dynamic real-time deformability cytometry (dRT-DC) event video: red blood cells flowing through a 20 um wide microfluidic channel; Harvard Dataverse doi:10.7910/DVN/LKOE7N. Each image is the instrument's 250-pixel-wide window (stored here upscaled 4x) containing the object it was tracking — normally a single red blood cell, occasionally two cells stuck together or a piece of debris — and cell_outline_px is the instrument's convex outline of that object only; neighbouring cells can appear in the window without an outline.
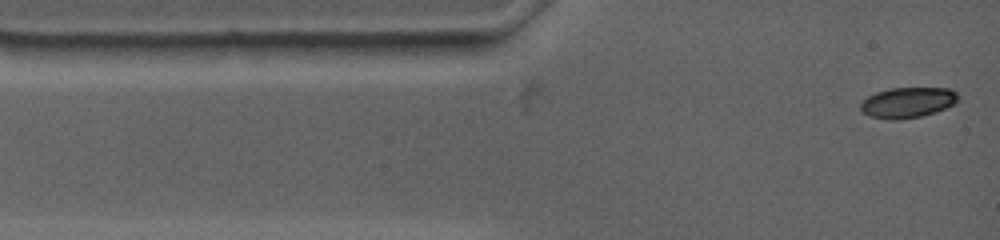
{"species": "common noctule bat (a hibernating species)", "species_latin": "Nyctalus noctula", "temperature_condition": "warm", "stored_images_in_passage": 78, "camera_frame_rate_fps": 4500, "um_per_image_px": 0.085, "animal": {"sex": "female", "body_mass_g": 19.0, "forearm_length_mm": 53.3}, "frame": {"image": 1, "passage_image": 1, "time_ms": 0.0, "image_size_px": [1000, 240], "cell_outline_px": [[956, 100], [952, 104], [936, 112], [920, 116], [896, 120], [892, 120], [868, 116], [860, 112], [860, 104], [868, 96], [876, 92], [888, 88], [948, 88], [956, 92]], "centroid_in_image_um": [77.07, 8.72], "position_along_channel_um": 7.9, "area_um2": 17.22}}
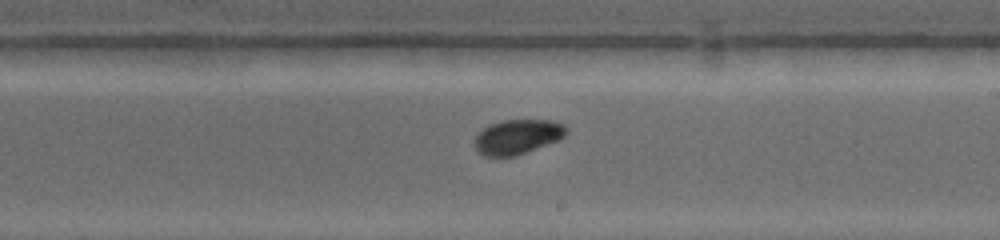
{"frame": {"image": 2, "passage_image": 34, "time_ms": 7.556, "image_size_px": [1000, 240], "cell_outline_px": [[568, 132], [560, 140], [516, 156], [484, 156], [472, 144], [472, 140], [484, 128], [492, 124], [504, 120], [552, 120], [564, 124], [568, 128]], "centroid_in_image_um": [44.02, 11.63], "position_along_channel_um": 245.0, "area_um2": 18.67}}
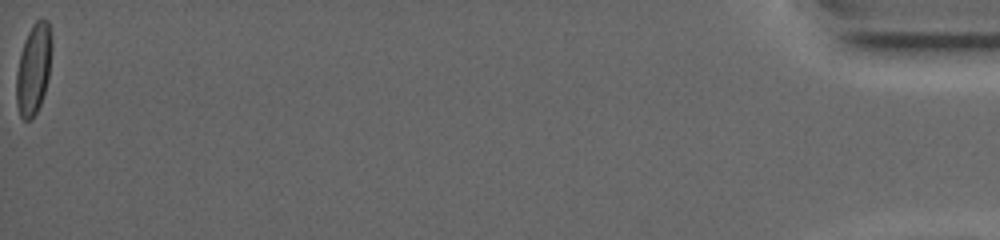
{"frame": {"image": 3, "passage_image": 78, "time_ms": 17.556, "image_size_px": [1000, 240], "cell_outline_px": [[52, 48], [48, 80], [40, 104], [36, 112], [28, 120], [24, 120], [20, 116], [16, 104], [16, 72], [20, 52], [24, 40], [32, 24], [40, 16], [48, 20], [52, 40]], "centroid_in_image_um": [2.85, 5.8], "position_along_channel_um": 432.4, "area_um2": 19.02}, "authors_computed_cell_mechanics": {"area_um2": 18.1781, "velocity_mm_per_s": 3.6682, "shape_relaxation_time_tau1_ms": 2.3029, "shape_relaxation_time_tau2_ms": null, "deformation_change_tau1": 0.1004, "deformation_change_tau2": null}}